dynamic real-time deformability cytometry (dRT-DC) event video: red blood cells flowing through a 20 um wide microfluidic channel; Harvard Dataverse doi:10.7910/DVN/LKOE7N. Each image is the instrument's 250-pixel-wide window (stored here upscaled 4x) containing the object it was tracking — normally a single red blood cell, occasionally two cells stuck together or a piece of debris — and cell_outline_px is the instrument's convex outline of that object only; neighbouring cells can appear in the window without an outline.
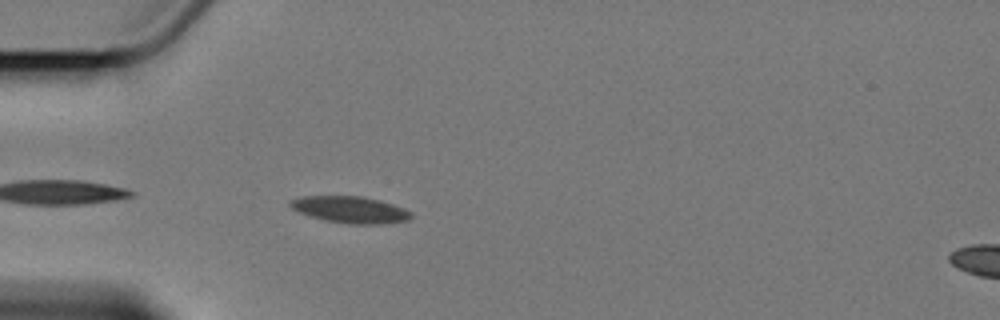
{"species": "Egyptian fruit bat (a non-hibernating species)", "species_latin": "Rousettus aegyptiacus", "temperature_condition": "cold", "stored_images_in_passage": 5, "camera_frame_rate_fps": 3000, "um_per_image_px": 0.085, "animal": {"sex": "female"}, "frame": {"image": 1, "passage_image": 5, "time_ms": 5.667, "image_size_px": [1000, 320], "cell_outline_px": [[412, 216], [408, 220], [384, 224], [348, 224], [324, 220], [300, 212], [292, 208], [288, 204], [288, 200], [304, 196], [360, 196], [380, 200], [392, 204], [412, 212]], "centroid_in_image_um": [29.77, 17.82], "position_along_channel_um": 55.2, "area_um2": 18.73}}